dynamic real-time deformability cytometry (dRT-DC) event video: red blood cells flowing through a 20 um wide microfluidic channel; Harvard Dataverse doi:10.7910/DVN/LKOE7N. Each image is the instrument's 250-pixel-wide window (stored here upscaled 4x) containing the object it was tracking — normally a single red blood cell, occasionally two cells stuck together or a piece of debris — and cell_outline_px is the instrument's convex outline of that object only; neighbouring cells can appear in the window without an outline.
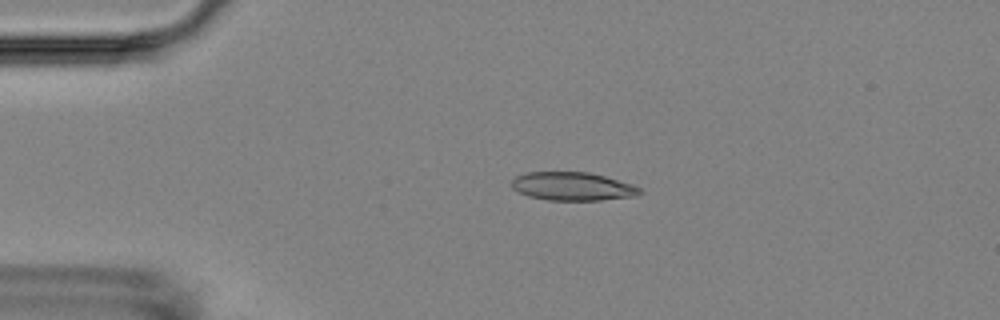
{"species": "Egyptian fruit bat (a non-hibernating species)", "species_latin": "Rousettus aegyptiacus", "temperature_condition": "room temperature", "stored_images_in_passage": 4, "camera_frame_rate_fps": 3000, "um_per_image_px": 0.085, "animal": {"sex": "female"}, "frame": {"image": 1, "passage_image": 3, "time_ms": 2.333, "image_size_px": [1000, 320], "cell_outline_px": [[644, 192], [636, 196], [600, 200], [548, 200], [528, 196], [512, 188], [512, 180], [516, 176], [524, 172], [588, 172], [604, 176], [632, 184], [640, 188]], "centroid_in_image_um": [48.67, 15.84], "position_along_channel_um": 36.3, "area_um2": 21.15}}